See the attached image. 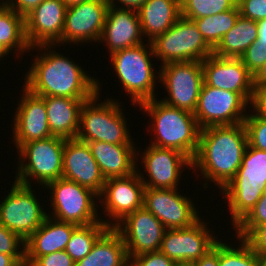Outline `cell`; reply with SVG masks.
<instances>
[{
	"instance_id": "3",
	"label": "cell",
	"mask_w": 266,
	"mask_h": 266,
	"mask_svg": "<svg viewBox=\"0 0 266 266\" xmlns=\"http://www.w3.org/2000/svg\"><path fill=\"white\" fill-rule=\"evenodd\" d=\"M153 120L154 141L160 148H173L194 159L199 147V127L194 113L174 108L155 98L139 105Z\"/></svg>"
},
{
	"instance_id": "33",
	"label": "cell",
	"mask_w": 266,
	"mask_h": 266,
	"mask_svg": "<svg viewBox=\"0 0 266 266\" xmlns=\"http://www.w3.org/2000/svg\"><path fill=\"white\" fill-rule=\"evenodd\" d=\"M237 239L241 244L236 248L218 239V266H259L258 255L250 245L242 238Z\"/></svg>"
},
{
	"instance_id": "44",
	"label": "cell",
	"mask_w": 266,
	"mask_h": 266,
	"mask_svg": "<svg viewBox=\"0 0 266 266\" xmlns=\"http://www.w3.org/2000/svg\"><path fill=\"white\" fill-rule=\"evenodd\" d=\"M43 0H4L3 3L24 18L30 14Z\"/></svg>"
},
{
	"instance_id": "19",
	"label": "cell",
	"mask_w": 266,
	"mask_h": 266,
	"mask_svg": "<svg viewBox=\"0 0 266 266\" xmlns=\"http://www.w3.org/2000/svg\"><path fill=\"white\" fill-rule=\"evenodd\" d=\"M206 85L238 93L248 104L253 92V75L240 58L210 55L202 61Z\"/></svg>"
},
{
	"instance_id": "6",
	"label": "cell",
	"mask_w": 266,
	"mask_h": 266,
	"mask_svg": "<svg viewBox=\"0 0 266 266\" xmlns=\"http://www.w3.org/2000/svg\"><path fill=\"white\" fill-rule=\"evenodd\" d=\"M147 44L122 49L109 55L123 90L130 94L132 104L138 106L156 98L155 81L160 78L159 72L157 75V71L153 69L154 64L151 63V56L155 57L151 42Z\"/></svg>"
},
{
	"instance_id": "17",
	"label": "cell",
	"mask_w": 266,
	"mask_h": 266,
	"mask_svg": "<svg viewBox=\"0 0 266 266\" xmlns=\"http://www.w3.org/2000/svg\"><path fill=\"white\" fill-rule=\"evenodd\" d=\"M143 151L142 164L149 179L139 173L141 181L148 188L175 189L180 183L184 167L192 169V160L173 148H160L153 145ZM147 179V180H146Z\"/></svg>"
},
{
	"instance_id": "14",
	"label": "cell",
	"mask_w": 266,
	"mask_h": 266,
	"mask_svg": "<svg viewBox=\"0 0 266 266\" xmlns=\"http://www.w3.org/2000/svg\"><path fill=\"white\" fill-rule=\"evenodd\" d=\"M201 218L186 228L167 229L162 238L160 252L175 263H193L213 248L218 237L209 230ZM211 232V233H210Z\"/></svg>"
},
{
	"instance_id": "1",
	"label": "cell",
	"mask_w": 266,
	"mask_h": 266,
	"mask_svg": "<svg viewBox=\"0 0 266 266\" xmlns=\"http://www.w3.org/2000/svg\"><path fill=\"white\" fill-rule=\"evenodd\" d=\"M51 46L54 45L36 46V50H41L43 55H37L34 63H31L23 86L40 97L91 99L97 94L99 80L88 75L86 70L79 67V63L76 64L62 53L51 50Z\"/></svg>"
},
{
	"instance_id": "38",
	"label": "cell",
	"mask_w": 266,
	"mask_h": 266,
	"mask_svg": "<svg viewBox=\"0 0 266 266\" xmlns=\"http://www.w3.org/2000/svg\"><path fill=\"white\" fill-rule=\"evenodd\" d=\"M240 59L248 71L254 75L266 62V47L254 42L245 50Z\"/></svg>"
},
{
	"instance_id": "53",
	"label": "cell",
	"mask_w": 266,
	"mask_h": 266,
	"mask_svg": "<svg viewBox=\"0 0 266 266\" xmlns=\"http://www.w3.org/2000/svg\"><path fill=\"white\" fill-rule=\"evenodd\" d=\"M174 266H194L193 263L180 262L175 263Z\"/></svg>"
},
{
	"instance_id": "29",
	"label": "cell",
	"mask_w": 266,
	"mask_h": 266,
	"mask_svg": "<svg viewBox=\"0 0 266 266\" xmlns=\"http://www.w3.org/2000/svg\"><path fill=\"white\" fill-rule=\"evenodd\" d=\"M257 37V22L240 15L233 28L213 50V54L223 58H240L245 50L257 41Z\"/></svg>"
},
{
	"instance_id": "41",
	"label": "cell",
	"mask_w": 266,
	"mask_h": 266,
	"mask_svg": "<svg viewBox=\"0 0 266 266\" xmlns=\"http://www.w3.org/2000/svg\"><path fill=\"white\" fill-rule=\"evenodd\" d=\"M29 266H75V262L62 250L37 257Z\"/></svg>"
},
{
	"instance_id": "35",
	"label": "cell",
	"mask_w": 266,
	"mask_h": 266,
	"mask_svg": "<svg viewBox=\"0 0 266 266\" xmlns=\"http://www.w3.org/2000/svg\"><path fill=\"white\" fill-rule=\"evenodd\" d=\"M263 223H266V186L263 196L233 229L237 237L244 239L255 227Z\"/></svg>"
},
{
	"instance_id": "10",
	"label": "cell",
	"mask_w": 266,
	"mask_h": 266,
	"mask_svg": "<svg viewBox=\"0 0 266 266\" xmlns=\"http://www.w3.org/2000/svg\"><path fill=\"white\" fill-rule=\"evenodd\" d=\"M159 69L158 82H162L169 96L160 101L168 106L194 113L204 82L202 62H168Z\"/></svg>"
},
{
	"instance_id": "21",
	"label": "cell",
	"mask_w": 266,
	"mask_h": 266,
	"mask_svg": "<svg viewBox=\"0 0 266 266\" xmlns=\"http://www.w3.org/2000/svg\"><path fill=\"white\" fill-rule=\"evenodd\" d=\"M23 96L18 102V107L13 121V135L15 147L34 141L51 137L48 127L47 111L44 99L31 93L23 86Z\"/></svg>"
},
{
	"instance_id": "52",
	"label": "cell",
	"mask_w": 266,
	"mask_h": 266,
	"mask_svg": "<svg viewBox=\"0 0 266 266\" xmlns=\"http://www.w3.org/2000/svg\"><path fill=\"white\" fill-rule=\"evenodd\" d=\"M5 54L9 55V52L0 44V59H3Z\"/></svg>"
},
{
	"instance_id": "5",
	"label": "cell",
	"mask_w": 266,
	"mask_h": 266,
	"mask_svg": "<svg viewBox=\"0 0 266 266\" xmlns=\"http://www.w3.org/2000/svg\"><path fill=\"white\" fill-rule=\"evenodd\" d=\"M100 84L97 82V94L85 101L80 110L79 131L76 139L79 141H103L118 145L133 144L131 133L121 103L113 99H104L100 104ZM97 103V104H96Z\"/></svg>"
},
{
	"instance_id": "46",
	"label": "cell",
	"mask_w": 266,
	"mask_h": 266,
	"mask_svg": "<svg viewBox=\"0 0 266 266\" xmlns=\"http://www.w3.org/2000/svg\"><path fill=\"white\" fill-rule=\"evenodd\" d=\"M118 1L121 3L122 7L117 6V4H120ZM147 1L148 0H108V4L117 8L133 9L137 11Z\"/></svg>"
},
{
	"instance_id": "20",
	"label": "cell",
	"mask_w": 266,
	"mask_h": 266,
	"mask_svg": "<svg viewBox=\"0 0 266 266\" xmlns=\"http://www.w3.org/2000/svg\"><path fill=\"white\" fill-rule=\"evenodd\" d=\"M66 9L61 0H43L25 17V35L32 50L61 44Z\"/></svg>"
},
{
	"instance_id": "24",
	"label": "cell",
	"mask_w": 266,
	"mask_h": 266,
	"mask_svg": "<svg viewBox=\"0 0 266 266\" xmlns=\"http://www.w3.org/2000/svg\"><path fill=\"white\" fill-rule=\"evenodd\" d=\"M78 226L47 216L43 224L25 241V266L37 257L65 250Z\"/></svg>"
},
{
	"instance_id": "40",
	"label": "cell",
	"mask_w": 266,
	"mask_h": 266,
	"mask_svg": "<svg viewBox=\"0 0 266 266\" xmlns=\"http://www.w3.org/2000/svg\"><path fill=\"white\" fill-rule=\"evenodd\" d=\"M174 264L173 260L157 251L132 257L129 266H174Z\"/></svg>"
},
{
	"instance_id": "18",
	"label": "cell",
	"mask_w": 266,
	"mask_h": 266,
	"mask_svg": "<svg viewBox=\"0 0 266 266\" xmlns=\"http://www.w3.org/2000/svg\"><path fill=\"white\" fill-rule=\"evenodd\" d=\"M108 6V0H89L67 7L61 44L99 42Z\"/></svg>"
},
{
	"instance_id": "51",
	"label": "cell",
	"mask_w": 266,
	"mask_h": 266,
	"mask_svg": "<svg viewBox=\"0 0 266 266\" xmlns=\"http://www.w3.org/2000/svg\"><path fill=\"white\" fill-rule=\"evenodd\" d=\"M259 266H266V253L258 255Z\"/></svg>"
},
{
	"instance_id": "15",
	"label": "cell",
	"mask_w": 266,
	"mask_h": 266,
	"mask_svg": "<svg viewBox=\"0 0 266 266\" xmlns=\"http://www.w3.org/2000/svg\"><path fill=\"white\" fill-rule=\"evenodd\" d=\"M137 171L126 177L110 178L105 181L103 192L100 194L99 203L103 205L106 216L110 221L103 222L108 227H115L127 215L143 207L145 185ZM103 197V198H102ZM104 203V204H103ZM115 220V223H112Z\"/></svg>"
},
{
	"instance_id": "23",
	"label": "cell",
	"mask_w": 266,
	"mask_h": 266,
	"mask_svg": "<svg viewBox=\"0 0 266 266\" xmlns=\"http://www.w3.org/2000/svg\"><path fill=\"white\" fill-rule=\"evenodd\" d=\"M142 37L144 36L136 10L108 6L99 43L106 44L110 50L109 55L143 44Z\"/></svg>"
},
{
	"instance_id": "12",
	"label": "cell",
	"mask_w": 266,
	"mask_h": 266,
	"mask_svg": "<svg viewBox=\"0 0 266 266\" xmlns=\"http://www.w3.org/2000/svg\"><path fill=\"white\" fill-rule=\"evenodd\" d=\"M247 105L238 93L208 86L203 82L194 116L201 129L234 125L244 122Z\"/></svg>"
},
{
	"instance_id": "25",
	"label": "cell",
	"mask_w": 266,
	"mask_h": 266,
	"mask_svg": "<svg viewBox=\"0 0 266 266\" xmlns=\"http://www.w3.org/2000/svg\"><path fill=\"white\" fill-rule=\"evenodd\" d=\"M88 144L104 178L126 177L137 171L138 159L133 145L110 144L103 141H82ZM137 160V161H136Z\"/></svg>"
},
{
	"instance_id": "28",
	"label": "cell",
	"mask_w": 266,
	"mask_h": 266,
	"mask_svg": "<svg viewBox=\"0 0 266 266\" xmlns=\"http://www.w3.org/2000/svg\"><path fill=\"white\" fill-rule=\"evenodd\" d=\"M130 260L122 236L109 227L94 243L91 252L75 266H129Z\"/></svg>"
},
{
	"instance_id": "9",
	"label": "cell",
	"mask_w": 266,
	"mask_h": 266,
	"mask_svg": "<svg viewBox=\"0 0 266 266\" xmlns=\"http://www.w3.org/2000/svg\"><path fill=\"white\" fill-rule=\"evenodd\" d=\"M155 58L168 62L203 61L213 54L194 20L180 16L165 33L151 41Z\"/></svg>"
},
{
	"instance_id": "37",
	"label": "cell",
	"mask_w": 266,
	"mask_h": 266,
	"mask_svg": "<svg viewBox=\"0 0 266 266\" xmlns=\"http://www.w3.org/2000/svg\"><path fill=\"white\" fill-rule=\"evenodd\" d=\"M248 145L266 151V118L247 113L244 120Z\"/></svg>"
},
{
	"instance_id": "16",
	"label": "cell",
	"mask_w": 266,
	"mask_h": 266,
	"mask_svg": "<svg viewBox=\"0 0 266 266\" xmlns=\"http://www.w3.org/2000/svg\"><path fill=\"white\" fill-rule=\"evenodd\" d=\"M114 228L122 236L129 260L137 255L159 251L167 230L144 206L127 215Z\"/></svg>"
},
{
	"instance_id": "22",
	"label": "cell",
	"mask_w": 266,
	"mask_h": 266,
	"mask_svg": "<svg viewBox=\"0 0 266 266\" xmlns=\"http://www.w3.org/2000/svg\"><path fill=\"white\" fill-rule=\"evenodd\" d=\"M62 178L74 181L98 196L106 181L88 144L77 139L65 140Z\"/></svg>"
},
{
	"instance_id": "32",
	"label": "cell",
	"mask_w": 266,
	"mask_h": 266,
	"mask_svg": "<svg viewBox=\"0 0 266 266\" xmlns=\"http://www.w3.org/2000/svg\"><path fill=\"white\" fill-rule=\"evenodd\" d=\"M108 228L103 220L90 225L78 226L73 231L65 251L75 263L80 261L91 252L94 243Z\"/></svg>"
},
{
	"instance_id": "27",
	"label": "cell",
	"mask_w": 266,
	"mask_h": 266,
	"mask_svg": "<svg viewBox=\"0 0 266 266\" xmlns=\"http://www.w3.org/2000/svg\"><path fill=\"white\" fill-rule=\"evenodd\" d=\"M143 36L151 42L172 27L181 16L180 0H148L138 10Z\"/></svg>"
},
{
	"instance_id": "50",
	"label": "cell",
	"mask_w": 266,
	"mask_h": 266,
	"mask_svg": "<svg viewBox=\"0 0 266 266\" xmlns=\"http://www.w3.org/2000/svg\"><path fill=\"white\" fill-rule=\"evenodd\" d=\"M67 7L75 4H79L89 0H61Z\"/></svg>"
},
{
	"instance_id": "30",
	"label": "cell",
	"mask_w": 266,
	"mask_h": 266,
	"mask_svg": "<svg viewBox=\"0 0 266 266\" xmlns=\"http://www.w3.org/2000/svg\"><path fill=\"white\" fill-rule=\"evenodd\" d=\"M0 44L9 53L12 49L18 51L19 56L31 50L25 35V18L3 2H0Z\"/></svg>"
},
{
	"instance_id": "43",
	"label": "cell",
	"mask_w": 266,
	"mask_h": 266,
	"mask_svg": "<svg viewBox=\"0 0 266 266\" xmlns=\"http://www.w3.org/2000/svg\"><path fill=\"white\" fill-rule=\"evenodd\" d=\"M249 104L254 108L253 115L266 118V86H253Z\"/></svg>"
},
{
	"instance_id": "2",
	"label": "cell",
	"mask_w": 266,
	"mask_h": 266,
	"mask_svg": "<svg viewBox=\"0 0 266 266\" xmlns=\"http://www.w3.org/2000/svg\"><path fill=\"white\" fill-rule=\"evenodd\" d=\"M248 146L243 123L211 126L200 130L199 147L192 160V169H200L207 182L223 190L235 177ZM197 168V169H196Z\"/></svg>"
},
{
	"instance_id": "39",
	"label": "cell",
	"mask_w": 266,
	"mask_h": 266,
	"mask_svg": "<svg viewBox=\"0 0 266 266\" xmlns=\"http://www.w3.org/2000/svg\"><path fill=\"white\" fill-rule=\"evenodd\" d=\"M237 5L244 18L256 22L266 19V0H240Z\"/></svg>"
},
{
	"instance_id": "42",
	"label": "cell",
	"mask_w": 266,
	"mask_h": 266,
	"mask_svg": "<svg viewBox=\"0 0 266 266\" xmlns=\"http://www.w3.org/2000/svg\"><path fill=\"white\" fill-rule=\"evenodd\" d=\"M244 240L250 245L252 250L257 254L266 253V223L255 227Z\"/></svg>"
},
{
	"instance_id": "48",
	"label": "cell",
	"mask_w": 266,
	"mask_h": 266,
	"mask_svg": "<svg viewBox=\"0 0 266 266\" xmlns=\"http://www.w3.org/2000/svg\"><path fill=\"white\" fill-rule=\"evenodd\" d=\"M257 27L258 37L256 42L259 44V46L266 47V19L257 21Z\"/></svg>"
},
{
	"instance_id": "13",
	"label": "cell",
	"mask_w": 266,
	"mask_h": 266,
	"mask_svg": "<svg viewBox=\"0 0 266 266\" xmlns=\"http://www.w3.org/2000/svg\"><path fill=\"white\" fill-rule=\"evenodd\" d=\"M175 189L144 188L143 206L150 211L166 229L186 228L200 219L199 211L191 198Z\"/></svg>"
},
{
	"instance_id": "36",
	"label": "cell",
	"mask_w": 266,
	"mask_h": 266,
	"mask_svg": "<svg viewBox=\"0 0 266 266\" xmlns=\"http://www.w3.org/2000/svg\"><path fill=\"white\" fill-rule=\"evenodd\" d=\"M0 253L12 255L22 266H25V241L1 223Z\"/></svg>"
},
{
	"instance_id": "47",
	"label": "cell",
	"mask_w": 266,
	"mask_h": 266,
	"mask_svg": "<svg viewBox=\"0 0 266 266\" xmlns=\"http://www.w3.org/2000/svg\"><path fill=\"white\" fill-rule=\"evenodd\" d=\"M253 86H266V62L253 75Z\"/></svg>"
},
{
	"instance_id": "4",
	"label": "cell",
	"mask_w": 266,
	"mask_h": 266,
	"mask_svg": "<svg viewBox=\"0 0 266 266\" xmlns=\"http://www.w3.org/2000/svg\"><path fill=\"white\" fill-rule=\"evenodd\" d=\"M265 186L266 151L248 145L235 177L221 190L228 202L233 227L256 205Z\"/></svg>"
},
{
	"instance_id": "49",
	"label": "cell",
	"mask_w": 266,
	"mask_h": 266,
	"mask_svg": "<svg viewBox=\"0 0 266 266\" xmlns=\"http://www.w3.org/2000/svg\"><path fill=\"white\" fill-rule=\"evenodd\" d=\"M0 266H22L12 255L0 253Z\"/></svg>"
},
{
	"instance_id": "34",
	"label": "cell",
	"mask_w": 266,
	"mask_h": 266,
	"mask_svg": "<svg viewBox=\"0 0 266 266\" xmlns=\"http://www.w3.org/2000/svg\"><path fill=\"white\" fill-rule=\"evenodd\" d=\"M236 5V0H180L181 16L190 20L213 16Z\"/></svg>"
},
{
	"instance_id": "8",
	"label": "cell",
	"mask_w": 266,
	"mask_h": 266,
	"mask_svg": "<svg viewBox=\"0 0 266 266\" xmlns=\"http://www.w3.org/2000/svg\"><path fill=\"white\" fill-rule=\"evenodd\" d=\"M50 191L52 218L73 223L77 226L90 225L101 221L98 217L96 199L99 196L92 190L74 181L59 178L43 186ZM96 198V199H95Z\"/></svg>"
},
{
	"instance_id": "11",
	"label": "cell",
	"mask_w": 266,
	"mask_h": 266,
	"mask_svg": "<svg viewBox=\"0 0 266 266\" xmlns=\"http://www.w3.org/2000/svg\"><path fill=\"white\" fill-rule=\"evenodd\" d=\"M10 192L0 201V223L26 241L45 221L48 214L32 186L13 182Z\"/></svg>"
},
{
	"instance_id": "26",
	"label": "cell",
	"mask_w": 266,
	"mask_h": 266,
	"mask_svg": "<svg viewBox=\"0 0 266 266\" xmlns=\"http://www.w3.org/2000/svg\"><path fill=\"white\" fill-rule=\"evenodd\" d=\"M44 99L48 127L52 136L63 139H76L79 131L80 110L89 99H73L59 96H46Z\"/></svg>"
},
{
	"instance_id": "31",
	"label": "cell",
	"mask_w": 266,
	"mask_h": 266,
	"mask_svg": "<svg viewBox=\"0 0 266 266\" xmlns=\"http://www.w3.org/2000/svg\"><path fill=\"white\" fill-rule=\"evenodd\" d=\"M240 16L238 5L227 11L195 19L194 22L206 43L214 50L223 36L236 24Z\"/></svg>"
},
{
	"instance_id": "45",
	"label": "cell",
	"mask_w": 266,
	"mask_h": 266,
	"mask_svg": "<svg viewBox=\"0 0 266 266\" xmlns=\"http://www.w3.org/2000/svg\"><path fill=\"white\" fill-rule=\"evenodd\" d=\"M194 266H218V241L204 256L193 262Z\"/></svg>"
},
{
	"instance_id": "7",
	"label": "cell",
	"mask_w": 266,
	"mask_h": 266,
	"mask_svg": "<svg viewBox=\"0 0 266 266\" xmlns=\"http://www.w3.org/2000/svg\"><path fill=\"white\" fill-rule=\"evenodd\" d=\"M65 140L51 136L21 145L17 149L18 163L20 164H18L15 182L33 186L30 180L34 179L37 180L39 186H46L50 182L62 178Z\"/></svg>"
}]
</instances>
